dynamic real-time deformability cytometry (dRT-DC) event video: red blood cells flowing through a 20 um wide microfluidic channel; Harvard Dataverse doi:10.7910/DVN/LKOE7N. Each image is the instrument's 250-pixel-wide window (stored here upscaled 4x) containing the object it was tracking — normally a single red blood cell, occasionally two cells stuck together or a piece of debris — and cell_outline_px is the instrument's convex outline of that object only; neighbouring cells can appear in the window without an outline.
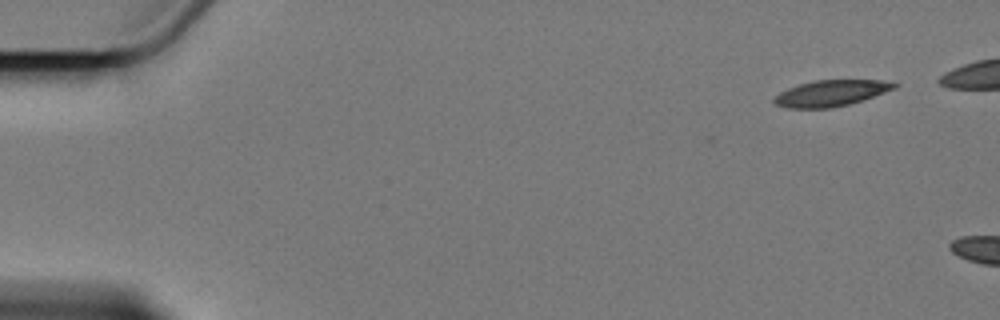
{"species": "Egyptian fruit bat (a non-hibernating species)", "species_latin": "Rousettus aegyptiacus", "temperature_condition": "cold", "stored_images_in_passage": 2, "camera_frame_rate_fps": 3000, "um_per_image_px": 0.085, "animal": {"sex": "female"}, "frame": {"image": 1, "passage_image": 1, "time_ms": 0.0, "image_size_px": [1000, 320], "cell_outline_px": [[900, 84], [896, 88], [848, 104], [832, 108], [788, 108], [776, 104], [772, 100], [780, 92], [788, 88], [812, 80], [880, 80]], "centroid_in_image_um": [70.61, 7.91], "position_along_channel_um": 14.4, "area_um2": 18.03}}